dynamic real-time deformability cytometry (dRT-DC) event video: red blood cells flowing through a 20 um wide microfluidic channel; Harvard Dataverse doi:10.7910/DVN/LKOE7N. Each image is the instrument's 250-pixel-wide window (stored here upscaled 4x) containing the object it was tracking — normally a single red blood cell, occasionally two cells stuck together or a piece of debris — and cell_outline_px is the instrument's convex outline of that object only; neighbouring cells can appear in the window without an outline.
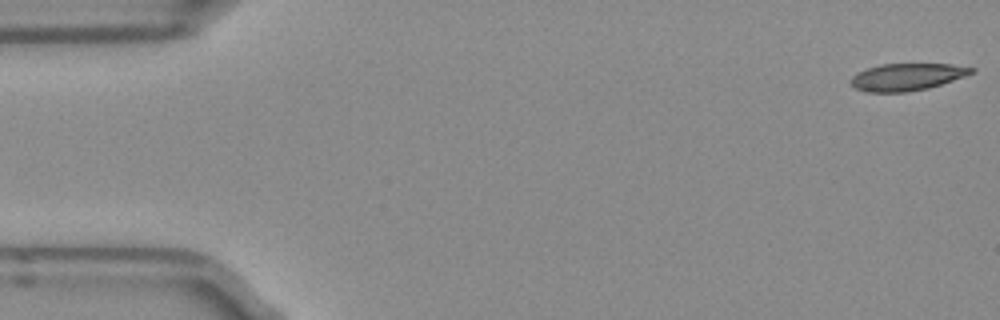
{"species": "Egyptian fruit bat (a non-hibernating species)", "species_latin": "Rousettus aegyptiacus", "temperature_condition": "room temperature", "stored_images_in_passage": 14, "camera_frame_rate_fps": 3000, "um_per_image_px": 0.085, "frame": {"image": 1, "passage_image": 1, "time_ms": 0.0, "image_size_px": [1000, 320], "cell_outline_px": [[976, 72], [928, 88], [904, 92], [864, 92], [856, 88], [848, 80], [856, 72], [880, 64], [952, 64], [976, 68]], "centroid_in_image_um": [77.07, 6.53], "position_along_channel_um": 7.9, "area_um2": 19.07}}
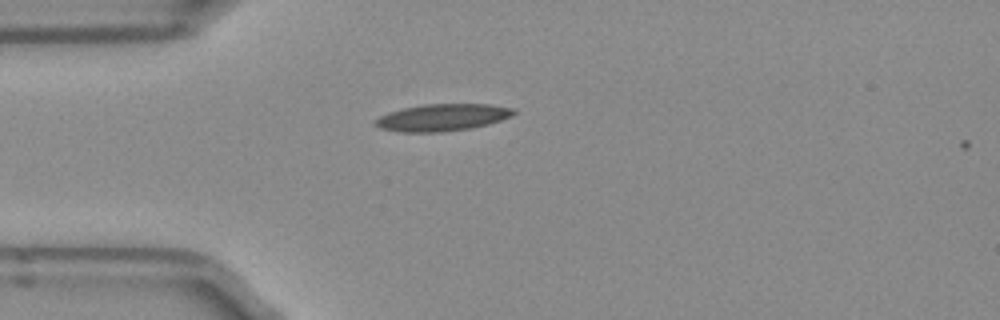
{"frame": {"image": 2, "passage_image": 13, "time_ms": 4.0, "image_size_px": [1000, 320], "cell_outline_px": [[516, 112], [512, 116], [488, 124], [472, 128], [440, 132], [396, 132], [380, 128], [372, 124], [372, 120], [388, 112], [404, 108], [424, 104], [492, 104], [516, 108]], "centroid_in_image_um": [37.58, 9.98], "position_along_channel_um": 47.4, "area_um2": 22.08}}